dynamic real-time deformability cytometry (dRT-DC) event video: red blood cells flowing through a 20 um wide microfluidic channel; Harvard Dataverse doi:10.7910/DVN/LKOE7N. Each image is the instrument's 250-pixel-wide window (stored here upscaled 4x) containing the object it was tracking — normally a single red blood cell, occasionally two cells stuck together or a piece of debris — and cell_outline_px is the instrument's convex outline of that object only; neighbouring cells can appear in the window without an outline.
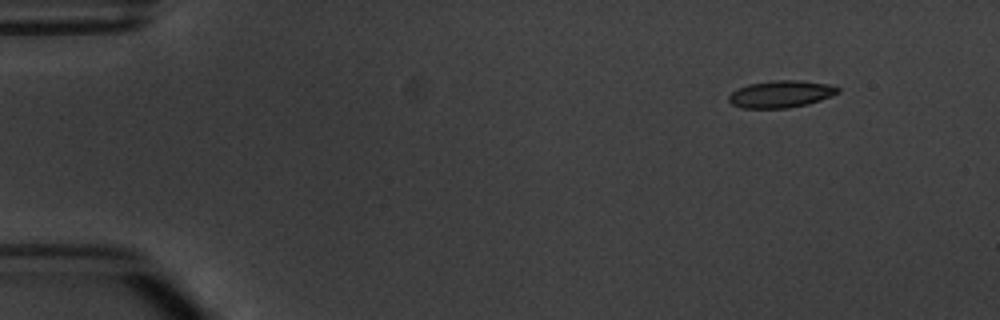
{"species": "common noctule bat (a hibernating species)", "species_latin": "Nyctalus noctula", "temperature_condition": "warm", "stored_images_in_passage": 4, "segment_of_instrument_passage": [1, 2], "camera_frame_rate_fps": 3000, "um_per_image_px": 0.085, "animal": {"sex": "male", "body_mass_g": 20.1, "forearm_length_mm": 53.5}, "frame": {"image": 1, "passage_image": 1, "time_ms": 0.0, "image_size_px": [1000, 320], "cell_outline_px": [[840, 92], [832, 96], [808, 104], [788, 108], [740, 108], [732, 104], [728, 100], [728, 96], [732, 92], [748, 84], [772, 80], [800, 80], [828, 84], [840, 88]], "centroid_in_image_um": [66.39, 7.99], "position_along_channel_um": 18.6, "area_um2": 17.28}}